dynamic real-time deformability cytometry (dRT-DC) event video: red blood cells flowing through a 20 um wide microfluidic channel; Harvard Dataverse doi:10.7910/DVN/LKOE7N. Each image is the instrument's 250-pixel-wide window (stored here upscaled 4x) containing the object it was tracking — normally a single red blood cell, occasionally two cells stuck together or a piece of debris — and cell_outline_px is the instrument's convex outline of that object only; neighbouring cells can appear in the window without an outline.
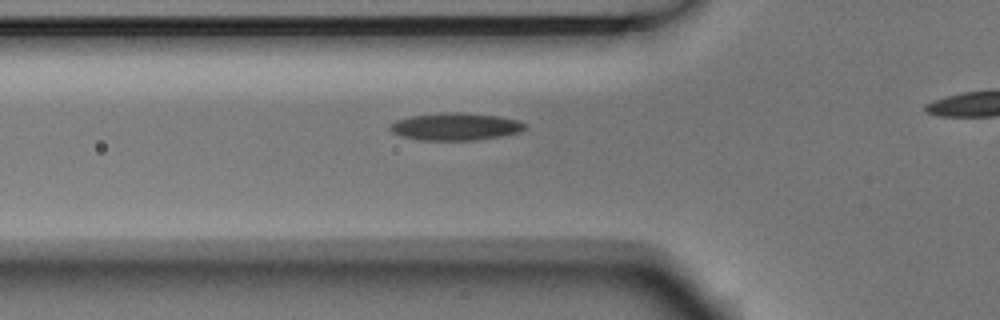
{"species": "Egyptian fruit bat (a non-hibernating species)", "species_latin": "Rousettus aegyptiacus", "temperature_condition": "room temperature", "stored_images_in_passage": 4, "segment_of_instrument_passage": [1, 2], "camera_frame_rate_fps": 3000, "um_per_image_px": 0.085, "animal": {"sex": "male"}, "frame": {"image": 1, "passage_image": 3, "time_ms": 0.667, "image_size_px": [1000, 320], "cell_outline_px": [[528, 128], [520, 132], [500, 136], [476, 140], [420, 140], [400, 136], [392, 132], [388, 128], [396, 120], [412, 116], [448, 112], [460, 112], [496, 116], [520, 120], [528, 124]], "centroid_in_image_um": [38.76, 10.76], "position_along_channel_um": 87.0, "area_um2": 21.56}}